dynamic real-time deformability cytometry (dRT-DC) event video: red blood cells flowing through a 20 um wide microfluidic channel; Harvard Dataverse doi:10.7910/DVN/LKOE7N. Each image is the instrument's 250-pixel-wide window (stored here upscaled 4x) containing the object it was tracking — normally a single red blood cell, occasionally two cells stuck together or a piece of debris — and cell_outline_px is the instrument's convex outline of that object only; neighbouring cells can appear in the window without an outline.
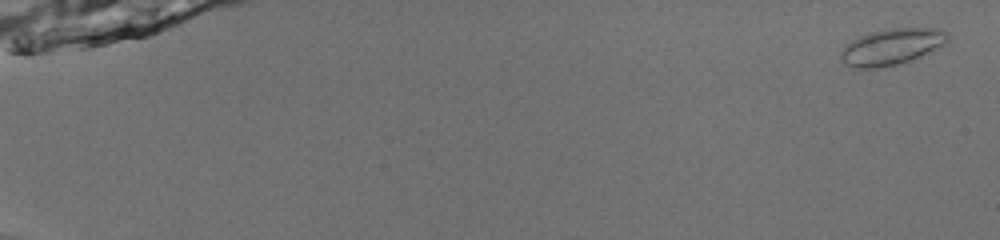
{"species": "common noctule bat (a hibernating species)", "species_latin": "Nyctalus noctula", "temperature_condition": "room temperature", "stored_images_in_passage": 53, "camera_frame_rate_fps": 3000, "um_per_image_px": 0.085, "animal": {"sex": "male", "body_mass_g": 13.0, "forearm_length_mm": 53.1}, "frame": {"image": 1, "passage_image": 2, "time_ms": 0.333, "image_size_px": [1000, 240], "cell_outline_px": [[948, 40], [944, 44], [912, 60], [896, 64], [876, 68], [856, 68], [840, 60], [840, 52], [852, 40], [868, 32], [892, 28], [936, 28], [948, 32]], "centroid_in_image_um": [75.79, 3.96], "position_along_channel_um": 9.2, "area_um2": 22.31}}
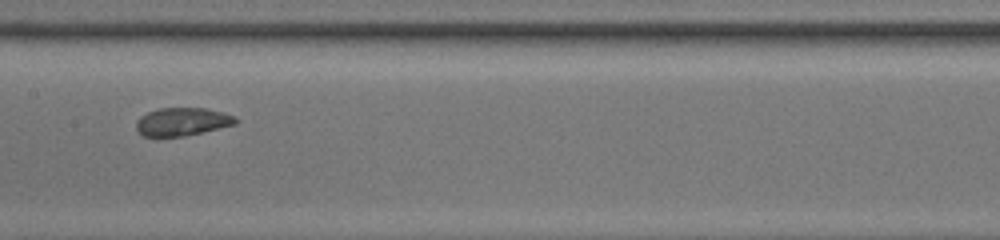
{"frame": {"image": 2, "passage_image": 30, "time_ms": 9.667, "image_size_px": [1000, 240], "cell_outline_px": [[240, 120], [236, 124], [184, 136], [144, 136], [136, 128], [136, 120], [140, 116], [148, 112], [160, 108], [204, 108], [224, 112], [236, 116]], "centroid_in_image_um": [15.52, 10.33], "position_along_channel_um": 191.9, "area_um2": 16.24}}
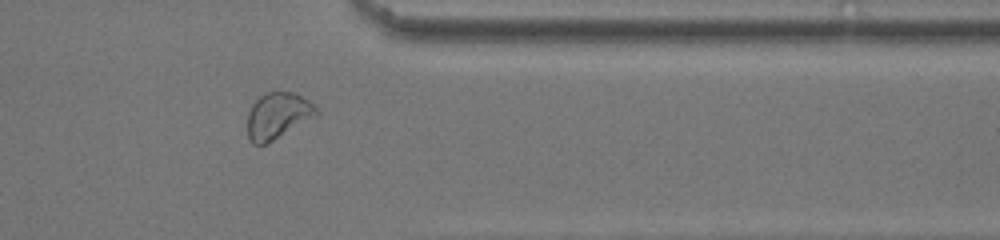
{"frame": {"image": 3, "passage_image": 45, "time_ms": 14.667, "image_size_px": [1000, 240], "cell_outline_px": [[320, 112], [316, 116], [272, 140], [264, 144], [252, 144], [248, 140], [248, 112], [252, 104], [260, 96], [268, 92], [292, 92], [308, 100]], "centroid_in_image_um": [23.58, 9.83], "position_along_channel_um": 387.8, "area_um2": 18.21}, "authors_computed_cell_mechanics": {"area_um2": 18.5538, "velocity_mm_per_s": 3.9892, "shape_relaxation_time_tau1_ms": 4.2323, "shape_relaxation_time_tau2_ms": 1.4845, "deformation_change_tau1": 0.0631, "deformation_change_tau2": 0.0604}}